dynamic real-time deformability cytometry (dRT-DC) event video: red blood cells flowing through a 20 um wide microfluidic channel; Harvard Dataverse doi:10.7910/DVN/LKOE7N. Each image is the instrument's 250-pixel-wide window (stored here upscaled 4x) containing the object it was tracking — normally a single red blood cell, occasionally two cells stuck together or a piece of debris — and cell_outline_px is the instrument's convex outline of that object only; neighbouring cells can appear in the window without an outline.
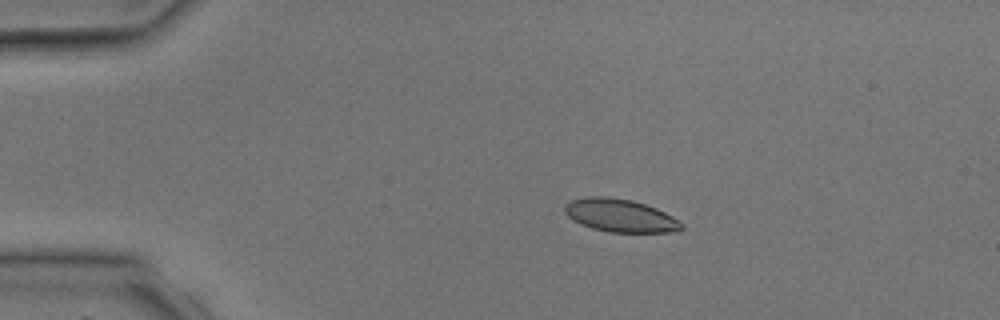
{"species": "common noctule bat (a hibernating species)", "species_latin": "Nyctalus noctula", "temperature_condition": "room temperature", "stored_images_in_passage": 4, "camera_frame_rate_fps": 3000, "um_per_image_px": 0.085, "animal": {"sex": "male", "body_mass_g": 17.9, "forearm_length_mm": 54.2}, "frame": {"image": 1, "passage_image": 3, "time_ms": 2.333, "image_size_px": [1000, 320], "cell_outline_px": [[684, 228], [672, 232], [608, 232], [592, 228], [580, 224], [572, 220], [564, 212], [564, 204], [572, 200], [588, 196], [608, 196], [632, 200], [656, 208], [672, 216], [684, 224]], "centroid_in_image_um": [52.69, 18.31], "position_along_channel_um": 32.3, "area_um2": 22.54}}